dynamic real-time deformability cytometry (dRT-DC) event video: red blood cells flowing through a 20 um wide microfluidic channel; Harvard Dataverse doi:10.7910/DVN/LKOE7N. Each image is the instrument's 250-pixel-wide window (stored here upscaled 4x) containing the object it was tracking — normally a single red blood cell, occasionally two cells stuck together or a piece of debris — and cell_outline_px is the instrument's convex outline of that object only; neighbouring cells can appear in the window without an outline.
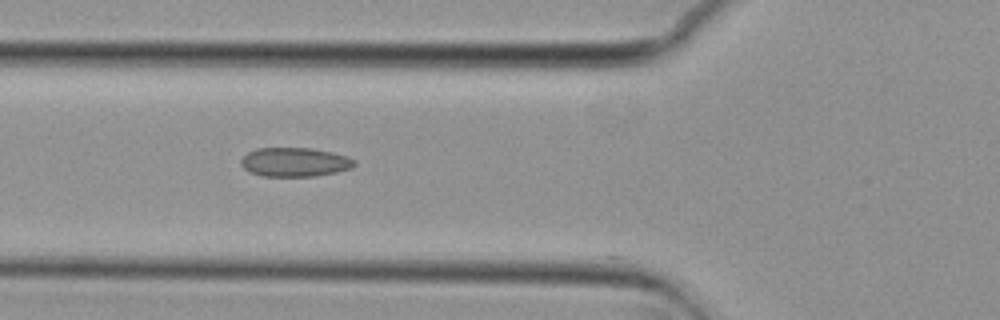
{"species": "common noctule bat (a hibernating species)", "species_latin": "Nyctalus noctula", "temperature_condition": "cold", "stored_images_in_passage": 40, "segment_of_instrument_passage": [1, 2], "camera_frame_rate_fps": 3000, "um_per_image_px": 0.085, "animal": {"sex": "female", "body_mass_g": 29.2, "forearm_length_mm": 56.3}, "frame": {"image": 1, "passage_image": 4, "time_ms": 1.0, "image_size_px": [1000, 320], "cell_outline_px": [[356, 164], [352, 168], [336, 172], [316, 176], [264, 176], [252, 172], [244, 168], [240, 164], [240, 160], [248, 152], [256, 148], [312, 148], [332, 152], [348, 156], [356, 160]], "centroid_in_image_um": [25.09, 13.77], "position_along_channel_um": 100.7, "area_um2": 19.25}}
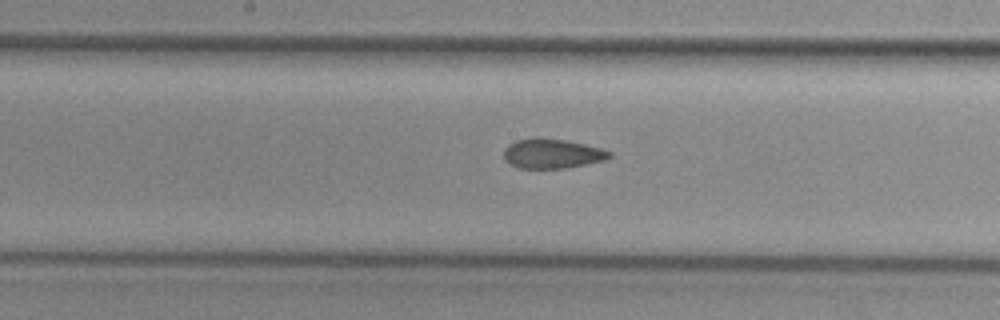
{"frame": {"image": 2, "passage_image": 12, "time_ms": 3.667, "image_size_px": [1000, 320], "cell_outline_px": [[612, 156], [604, 160], [564, 168], [520, 168], [504, 160], [504, 148], [508, 144], [516, 140], [536, 136], [568, 140], [600, 148], [612, 152]], "centroid_in_image_um": [46.9, 13.03], "position_along_channel_um": 201.3, "area_um2": 18.32}}
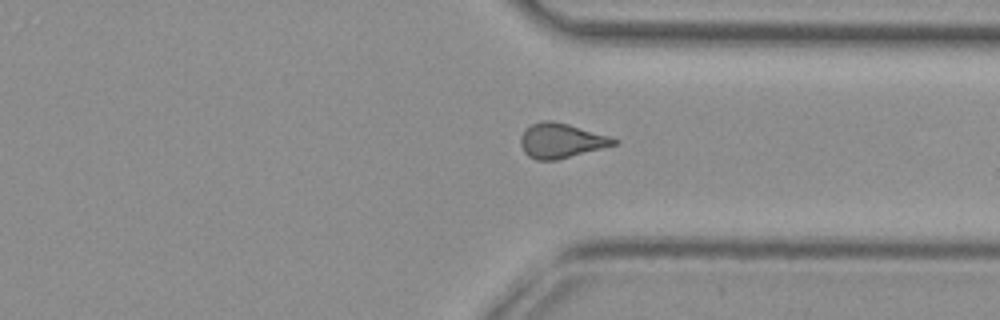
{"frame": {"image": 3, "passage_image": 25, "time_ms": 8.0, "image_size_px": [1000, 320], "cell_outline_px": [[620, 140], [616, 144], [556, 160], [536, 160], [528, 156], [524, 152], [520, 144], [520, 136], [532, 124], [544, 120], [552, 120], [568, 124], [612, 136]], "centroid_in_image_um": [47.7, 11.95], "position_along_channel_um": 363.7, "area_um2": 18.79}}